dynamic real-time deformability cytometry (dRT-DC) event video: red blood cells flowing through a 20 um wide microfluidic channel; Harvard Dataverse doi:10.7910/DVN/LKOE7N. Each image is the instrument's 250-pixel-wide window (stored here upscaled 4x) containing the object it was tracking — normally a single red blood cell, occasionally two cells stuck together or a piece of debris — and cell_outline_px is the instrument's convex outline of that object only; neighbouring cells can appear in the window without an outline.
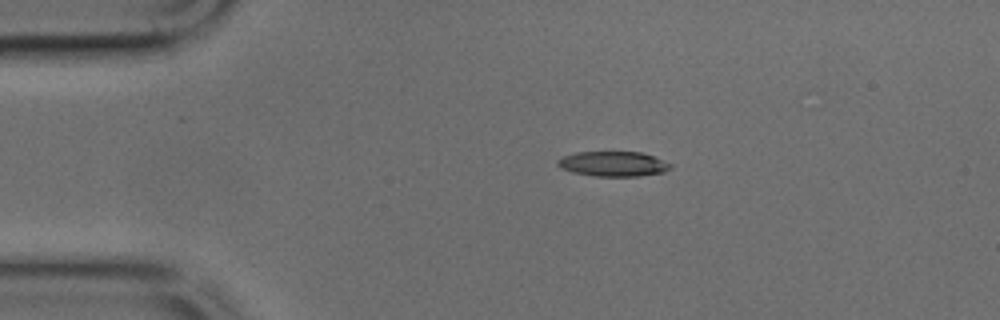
{"species": "common noctule bat (a hibernating species)", "species_latin": "Nyctalus noctula", "temperature_condition": "cold", "stored_images_in_passage": 40, "camera_frame_rate_fps": 3000, "um_per_image_px": 0.085, "animal": {"sex": "male", "body_mass_g": 17.9, "forearm_length_mm": 54.2}, "frame": {"image": 1, "passage_image": 1, "time_ms": 0.0, "image_size_px": [1000, 320], "cell_outline_px": [[672, 168], [664, 172], [640, 176], [596, 176], [572, 172], [560, 168], [556, 164], [556, 160], [564, 156], [576, 152], [640, 152], [652, 156], [672, 164]], "centroid_in_image_um": [52.1, 13.93], "position_along_channel_um": 32.9, "area_um2": 16.42}}
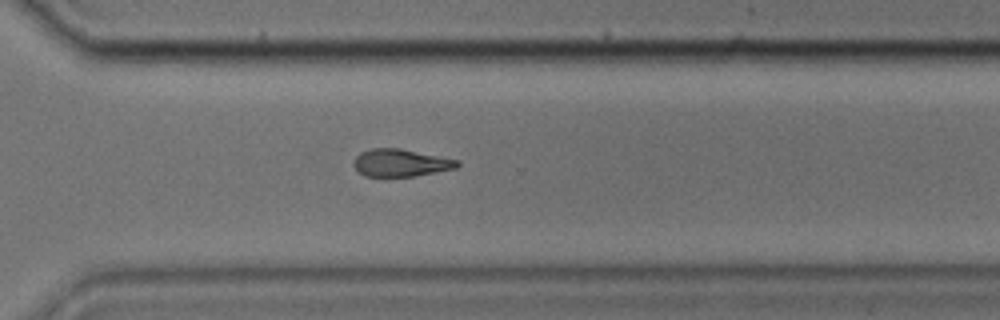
{"frame": {"image": 2, "passage_image": 26, "time_ms": 8.333, "image_size_px": [1000, 320], "cell_outline_px": [[460, 164], [456, 168], [416, 176], [364, 176], [352, 164], [356, 156], [360, 152], [372, 148], [400, 148], [460, 160]], "centroid_in_image_um": [34.07, 13.83], "position_along_channel_um": 336.5, "area_um2": 16.59}}
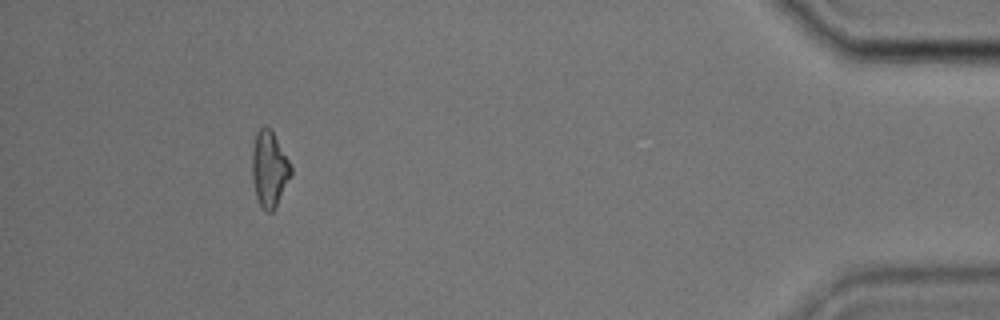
{"frame": {"image": 3, "passage_image": 36, "time_ms": 11.667, "image_size_px": [1000, 320], "cell_outline_px": [[292, 172], [276, 208], [272, 212], [268, 212], [260, 204], [256, 196], [252, 180], [252, 148], [256, 132], [260, 128], [272, 128], [292, 168]], "centroid_in_image_um": [22.88, 14.35], "position_along_channel_um": 412.3, "area_um2": 17.11}}